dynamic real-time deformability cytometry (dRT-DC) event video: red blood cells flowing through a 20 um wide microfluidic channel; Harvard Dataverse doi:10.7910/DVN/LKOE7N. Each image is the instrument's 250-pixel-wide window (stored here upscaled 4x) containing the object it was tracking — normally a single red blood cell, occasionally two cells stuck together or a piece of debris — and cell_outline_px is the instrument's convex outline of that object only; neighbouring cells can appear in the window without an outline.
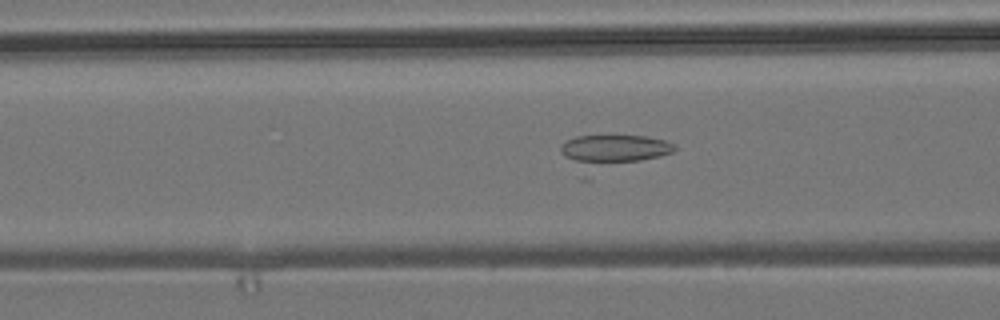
{"species": "common noctule bat (a hibernating species)", "species_latin": "Nyctalus noctula", "temperature_condition": "room temperature", "stored_images_in_passage": 33, "camera_frame_rate_fps": 3000, "um_per_image_px": 0.085, "animal": {"sex": "male", "body_mass_g": 19.2, "forearm_length_mm": 51.8}, "frame": {"image": 1, "passage_image": 10, "time_ms": 3.0, "image_size_px": [1000, 320], "cell_outline_px": [[676, 148], [672, 152], [660, 156], [640, 160], [592, 164], [584, 164], [564, 156], [560, 152], [560, 144], [576, 136], [648, 136], [664, 140], [676, 144]], "centroid_in_image_um": [52.23, 12.64], "position_along_channel_um": 114.4, "area_um2": 18.55}}
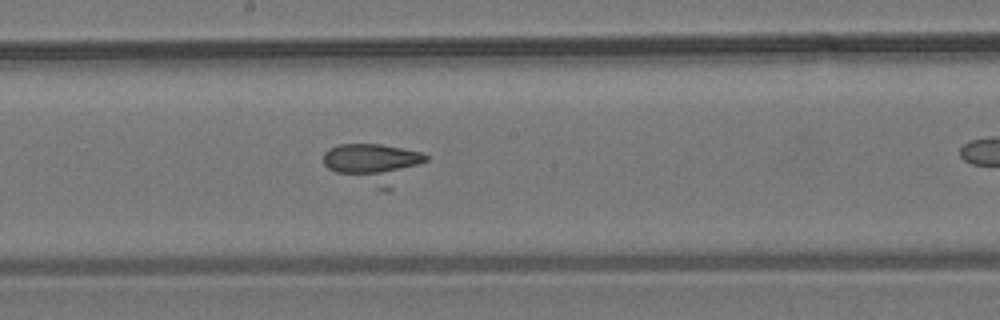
{"frame": {"image": 2, "passage_image": 18, "time_ms": 5.667, "image_size_px": [1000, 320], "cell_outline_px": [[428, 160], [388, 192], [380, 192], [336, 172], [328, 168], [324, 164], [324, 152], [328, 148], [340, 144], [380, 144], [420, 152], [428, 156]], "centroid_in_image_um": [31.78, 13.93], "position_along_channel_um": 216.4, "area_um2": 24.16}}
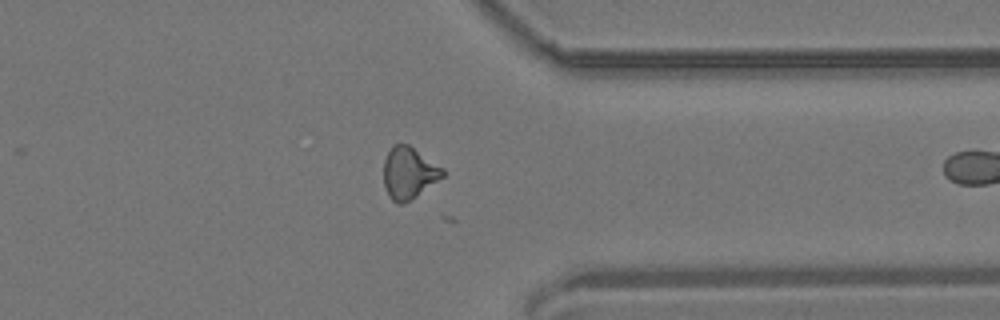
{"frame": {"image": 3, "passage_image": 31, "time_ms": 10.0, "image_size_px": [1000, 320], "cell_outline_px": [[444, 176], [416, 196], [404, 204], [396, 204], [388, 196], [384, 184], [384, 160], [392, 144], [408, 144], [444, 168]], "centroid_in_image_um": [34.74, 14.7], "position_along_channel_um": 376.7, "area_um2": 17.8}}